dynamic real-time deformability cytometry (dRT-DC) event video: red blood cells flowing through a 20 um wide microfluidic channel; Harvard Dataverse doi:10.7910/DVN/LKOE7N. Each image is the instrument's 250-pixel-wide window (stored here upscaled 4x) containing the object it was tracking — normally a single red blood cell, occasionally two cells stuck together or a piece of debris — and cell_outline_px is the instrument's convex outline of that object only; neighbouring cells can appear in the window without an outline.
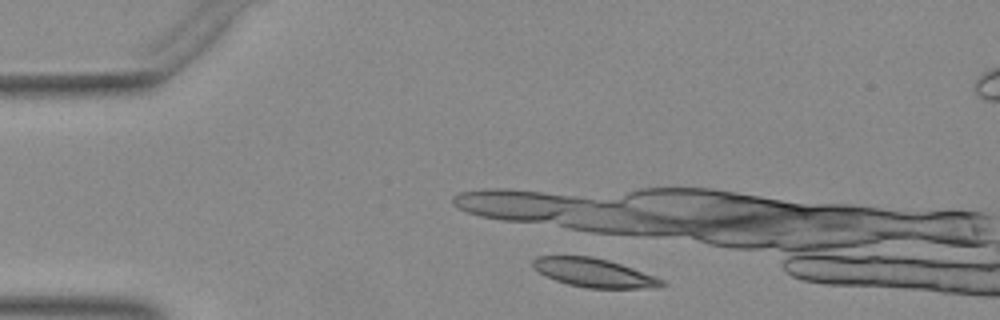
{"species": "Egyptian fruit bat (a non-hibernating species)", "species_latin": "Rousettus aegyptiacus", "temperature_condition": "warm", "stored_images_in_passage": 5, "camera_frame_rate_fps": 3000, "um_per_image_px": 0.085, "animal": {"sex": "female"}, "frame": {"image": 1, "passage_image": 4, "time_ms": 1.0, "image_size_px": [1000, 320], "cell_outline_px": [[668, 284], [640, 288], [588, 288], [568, 284], [544, 276], [532, 268], [532, 260], [540, 256], [592, 256], [608, 260], [632, 268], [664, 280]], "centroid_in_image_um": [50.42, 23.18], "position_along_channel_um": 34.6, "area_um2": 21.33}}